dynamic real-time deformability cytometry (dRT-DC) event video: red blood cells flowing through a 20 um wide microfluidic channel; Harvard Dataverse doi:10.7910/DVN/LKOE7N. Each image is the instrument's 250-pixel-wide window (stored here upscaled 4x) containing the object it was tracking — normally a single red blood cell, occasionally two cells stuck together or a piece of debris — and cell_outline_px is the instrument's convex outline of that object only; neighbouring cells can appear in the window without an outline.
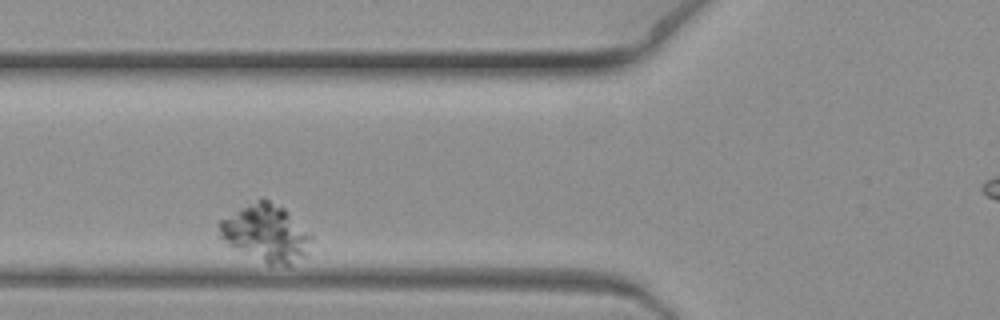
{"species": "common noctule bat (a hibernating species)", "species_latin": "Nyctalus noctula", "temperature_condition": "warm", "stored_images_in_passage": 7, "segment_of_instrument_passage": [1, 2], "camera_frame_rate_fps": 3000, "um_per_image_px": 0.085, "animal": {"sex": "female", "body_mass_g": 19.3, "forearm_length_mm": 54.1}, "frame": {"image": 1, "passage_image": 3, "time_ms": 0.667, "image_size_px": [1000, 320], "cell_outline_px": [[312, 236], [308, 256], [288, 264], [268, 264], [228, 244], [220, 236], [220, 220], [260, 196], [264, 196], [284, 208]], "centroid_in_image_um": [22.63, 19.78], "position_along_channel_um": 103.2, "area_um2": 30.23}}
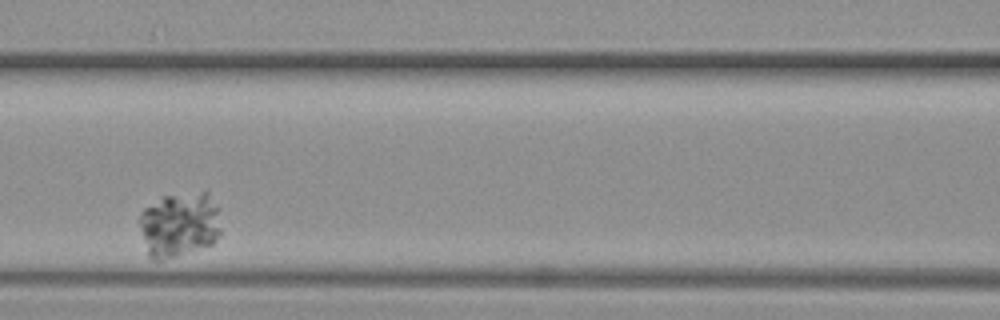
{"frame": {"image": 2, "passage_image": 5, "time_ms": 1.333, "image_size_px": [1000, 320], "cell_outline_px": [[220, 232], [212, 244], [176, 256], [160, 260], [156, 260], [148, 256], [136, 220], [140, 212], [144, 208], [164, 196], [200, 192], [208, 192], [220, 208]], "centroid_in_image_um": [15.23, 19.08], "position_along_channel_um": 151.4, "area_um2": 31.27}}